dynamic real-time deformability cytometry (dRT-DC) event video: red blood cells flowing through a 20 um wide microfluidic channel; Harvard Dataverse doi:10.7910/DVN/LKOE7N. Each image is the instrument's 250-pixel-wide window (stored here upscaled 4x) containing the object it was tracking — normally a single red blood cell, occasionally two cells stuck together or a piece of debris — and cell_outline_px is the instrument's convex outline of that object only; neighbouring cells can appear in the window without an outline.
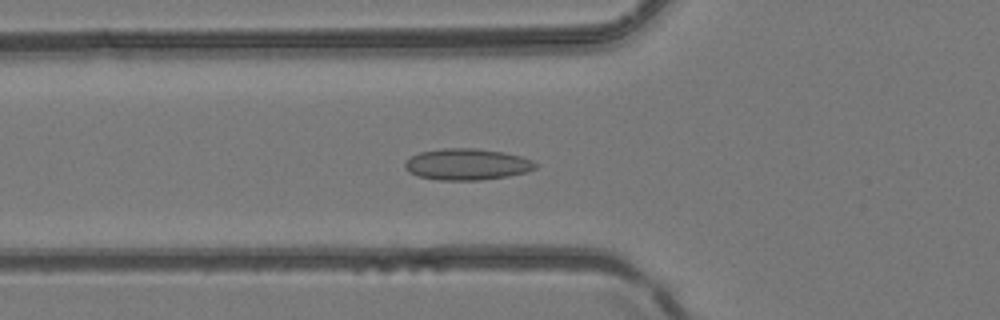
{"species": "common noctule bat (a hibernating species)", "species_latin": "Nyctalus noctula", "temperature_condition": "room temperature", "stored_images_in_passage": 43, "camera_frame_rate_fps": 3000, "um_per_image_px": 0.085, "animal": {"sex": "female", "body_mass_g": 24.6, "forearm_length_mm": 56.2}, "frame": {"image": 1, "passage_image": 15, "time_ms": 4.667, "image_size_px": [1000, 320], "cell_outline_px": [[536, 168], [528, 172], [508, 176], [480, 180], [440, 180], [420, 176], [408, 172], [404, 168], [404, 164], [412, 156], [420, 152], [440, 148], [476, 148], [504, 152], [520, 156], [532, 160], [536, 164]], "centroid_in_image_um": [39.7, 13.96], "position_along_channel_um": 86.1, "area_um2": 23.87}}
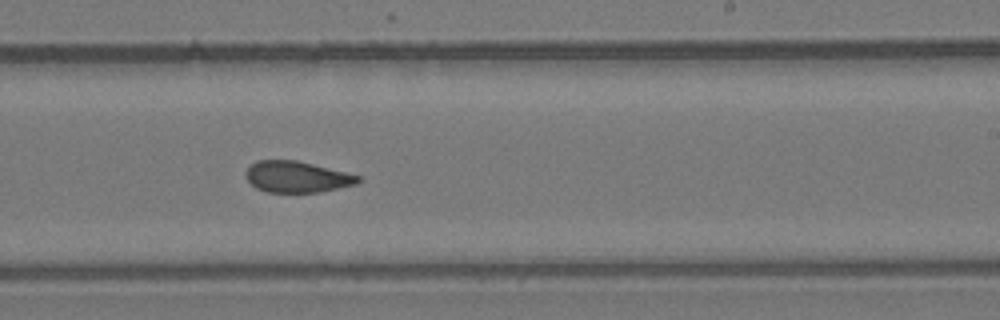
{"frame": {"image": 2, "passage_image": 26, "time_ms": 8.333, "image_size_px": [1000, 320], "cell_outline_px": [[360, 180], [356, 184], [316, 192], [268, 192], [256, 188], [248, 180], [248, 168], [256, 160], [296, 160], [360, 176]], "centroid_in_image_um": [25.22, 15.03], "position_along_channel_um": 263.8, "area_um2": 19.88}}
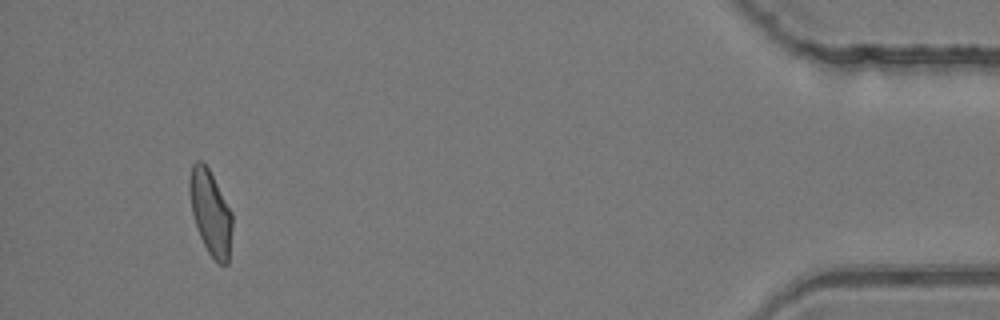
{"frame": {"image": 3, "passage_image": 40, "time_ms": 13.0, "image_size_px": [1000, 320], "cell_outline_px": [[232, 228], [228, 264], [216, 264], [208, 252], [200, 236], [192, 212], [188, 188], [188, 180], [192, 164], [196, 160], [200, 160], [208, 168], [232, 212]], "centroid_in_image_um": [17.89, 18.08], "position_along_channel_um": 417.3, "area_um2": 21.04}}